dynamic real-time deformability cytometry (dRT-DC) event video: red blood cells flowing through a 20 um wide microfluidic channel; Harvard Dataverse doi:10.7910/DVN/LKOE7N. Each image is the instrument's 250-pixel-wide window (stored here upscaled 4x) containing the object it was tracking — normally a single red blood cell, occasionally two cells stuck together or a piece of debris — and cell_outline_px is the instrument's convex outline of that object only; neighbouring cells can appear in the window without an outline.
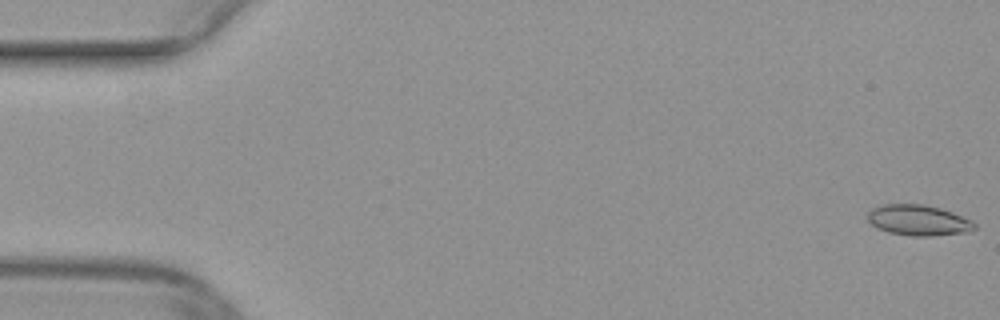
{"species": "common noctule bat (a hibernating species)", "species_latin": "Nyctalus noctula", "temperature_condition": "warm", "stored_images_in_passage": 17, "camera_frame_rate_fps": 3000, "um_per_image_px": 0.085, "animal": {"sex": "female", "body_mass_g": 29.2, "forearm_length_mm": 56.3}, "frame": {"image": 1, "passage_image": 1, "time_ms": 0.0, "image_size_px": [1000, 320], "cell_outline_px": [[976, 228], [968, 232], [932, 236], [912, 236], [888, 232], [876, 228], [868, 220], [868, 212], [872, 208], [880, 204], [924, 204], [940, 208], [952, 212], [972, 220], [976, 224]], "centroid_in_image_um": [78.06, 18.72], "position_along_channel_um": 6.9, "area_um2": 19.25}}
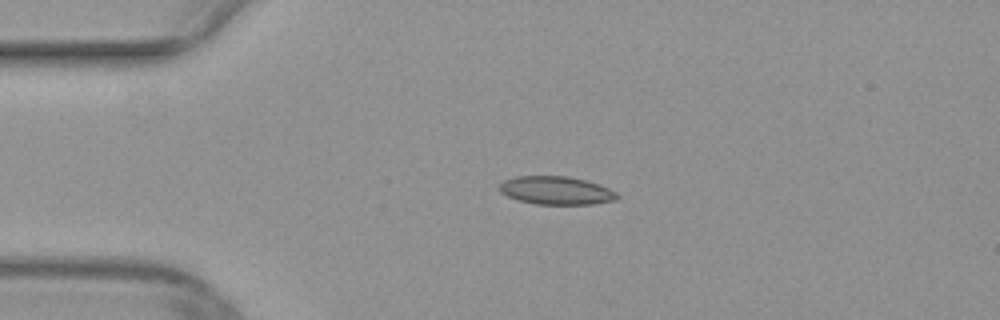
{"frame": {"image": 2, "passage_image": 12, "time_ms": 3.667, "image_size_px": [1000, 320], "cell_outline_px": [[620, 196], [616, 200], [592, 204], [536, 204], [516, 200], [500, 192], [496, 188], [504, 180], [516, 176], [568, 176], [600, 184], [616, 192]], "centroid_in_image_um": [47.25, 16.19], "position_along_channel_um": 37.7, "area_um2": 19.48}}